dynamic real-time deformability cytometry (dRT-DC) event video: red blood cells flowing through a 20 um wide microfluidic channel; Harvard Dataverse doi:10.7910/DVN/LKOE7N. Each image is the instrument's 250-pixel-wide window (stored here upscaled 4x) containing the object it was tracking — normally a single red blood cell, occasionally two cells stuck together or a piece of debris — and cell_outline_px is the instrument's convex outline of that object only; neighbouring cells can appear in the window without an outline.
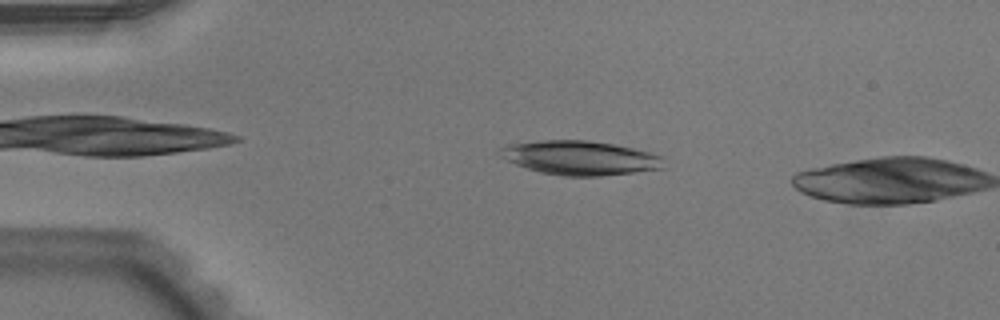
{"species": "Egyptian fruit bat (a non-hibernating species)", "species_latin": "Rousettus aegyptiacus", "temperature_condition": "warm", "stored_images_in_passage": 2, "camera_frame_rate_fps": 3000, "um_per_image_px": 0.085, "animal": {"sex": "male"}, "frame": {"image": 1, "passage_image": 1, "time_ms": 0.0, "image_size_px": [1000, 320], "cell_outline_px": [[664, 168], [600, 176], [564, 176], [540, 172], [516, 164], [500, 156], [496, 152], [500, 148], [508, 144], [544, 140], [588, 140], [616, 144], [664, 156]], "centroid_in_image_um": [49.31, 13.41], "position_along_channel_um": 35.7, "area_um2": 32.6}}